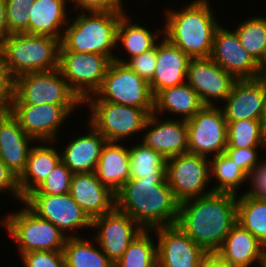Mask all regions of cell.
Segmentation results:
<instances>
[{
    "mask_svg": "<svg viewBox=\"0 0 266 267\" xmlns=\"http://www.w3.org/2000/svg\"><path fill=\"white\" fill-rule=\"evenodd\" d=\"M237 195L211 192L180 203L177 225L206 253H216L236 223Z\"/></svg>",
    "mask_w": 266,
    "mask_h": 267,
    "instance_id": "cell-1",
    "label": "cell"
},
{
    "mask_svg": "<svg viewBox=\"0 0 266 267\" xmlns=\"http://www.w3.org/2000/svg\"><path fill=\"white\" fill-rule=\"evenodd\" d=\"M115 207L127 213L143 229L175 225L180 202L166 178L129 180L115 193Z\"/></svg>",
    "mask_w": 266,
    "mask_h": 267,
    "instance_id": "cell-2",
    "label": "cell"
},
{
    "mask_svg": "<svg viewBox=\"0 0 266 267\" xmlns=\"http://www.w3.org/2000/svg\"><path fill=\"white\" fill-rule=\"evenodd\" d=\"M165 13L163 37L190 58L211 56L213 37L220 24L209 0H194L182 10L169 9Z\"/></svg>",
    "mask_w": 266,
    "mask_h": 267,
    "instance_id": "cell-3",
    "label": "cell"
},
{
    "mask_svg": "<svg viewBox=\"0 0 266 267\" xmlns=\"http://www.w3.org/2000/svg\"><path fill=\"white\" fill-rule=\"evenodd\" d=\"M73 21L68 22L59 51L98 53L114 61L112 50L117 47V27L121 13L79 12Z\"/></svg>",
    "mask_w": 266,
    "mask_h": 267,
    "instance_id": "cell-4",
    "label": "cell"
},
{
    "mask_svg": "<svg viewBox=\"0 0 266 267\" xmlns=\"http://www.w3.org/2000/svg\"><path fill=\"white\" fill-rule=\"evenodd\" d=\"M60 45L61 41L51 36L10 34L0 44V53L14 80L25 73L58 68Z\"/></svg>",
    "mask_w": 266,
    "mask_h": 267,
    "instance_id": "cell-5",
    "label": "cell"
},
{
    "mask_svg": "<svg viewBox=\"0 0 266 267\" xmlns=\"http://www.w3.org/2000/svg\"><path fill=\"white\" fill-rule=\"evenodd\" d=\"M25 207V208H24ZM16 213H8L0 222L16 241L19 254L32 251H63L67 236L50 221L38 217L24 205Z\"/></svg>",
    "mask_w": 266,
    "mask_h": 267,
    "instance_id": "cell-6",
    "label": "cell"
},
{
    "mask_svg": "<svg viewBox=\"0 0 266 267\" xmlns=\"http://www.w3.org/2000/svg\"><path fill=\"white\" fill-rule=\"evenodd\" d=\"M83 104L59 68L30 72L13 80L11 104Z\"/></svg>",
    "mask_w": 266,
    "mask_h": 267,
    "instance_id": "cell-7",
    "label": "cell"
},
{
    "mask_svg": "<svg viewBox=\"0 0 266 267\" xmlns=\"http://www.w3.org/2000/svg\"><path fill=\"white\" fill-rule=\"evenodd\" d=\"M86 99H101L126 106L154 110V95L150 85L126 64L111 61L101 87Z\"/></svg>",
    "mask_w": 266,
    "mask_h": 267,
    "instance_id": "cell-8",
    "label": "cell"
},
{
    "mask_svg": "<svg viewBox=\"0 0 266 267\" xmlns=\"http://www.w3.org/2000/svg\"><path fill=\"white\" fill-rule=\"evenodd\" d=\"M83 104H88L90 108L88 124H91L107 141L121 142L136 133L144 132V126L150 115L143 108L101 99H85Z\"/></svg>",
    "mask_w": 266,
    "mask_h": 267,
    "instance_id": "cell-9",
    "label": "cell"
},
{
    "mask_svg": "<svg viewBox=\"0 0 266 267\" xmlns=\"http://www.w3.org/2000/svg\"><path fill=\"white\" fill-rule=\"evenodd\" d=\"M165 178L180 203L213 192L205 189L211 180L210 160L202 155L187 152L167 159Z\"/></svg>",
    "mask_w": 266,
    "mask_h": 267,
    "instance_id": "cell-10",
    "label": "cell"
},
{
    "mask_svg": "<svg viewBox=\"0 0 266 267\" xmlns=\"http://www.w3.org/2000/svg\"><path fill=\"white\" fill-rule=\"evenodd\" d=\"M111 60L98 53L59 51V70L70 88L84 101L101 87Z\"/></svg>",
    "mask_w": 266,
    "mask_h": 267,
    "instance_id": "cell-11",
    "label": "cell"
},
{
    "mask_svg": "<svg viewBox=\"0 0 266 267\" xmlns=\"http://www.w3.org/2000/svg\"><path fill=\"white\" fill-rule=\"evenodd\" d=\"M24 204L38 217L50 221L67 237H76V233L70 231L92 228V220L69 193L28 194L23 200Z\"/></svg>",
    "mask_w": 266,
    "mask_h": 267,
    "instance_id": "cell-12",
    "label": "cell"
},
{
    "mask_svg": "<svg viewBox=\"0 0 266 267\" xmlns=\"http://www.w3.org/2000/svg\"><path fill=\"white\" fill-rule=\"evenodd\" d=\"M186 123L189 153L205 157L225 153L227 122L221 106H204Z\"/></svg>",
    "mask_w": 266,
    "mask_h": 267,
    "instance_id": "cell-13",
    "label": "cell"
},
{
    "mask_svg": "<svg viewBox=\"0 0 266 267\" xmlns=\"http://www.w3.org/2000/svg\"><path fill=\"white\" fill-rule=\"evenodd\" d=\"M84 104H11L10 112L19 121L25 133L38 142L56 141L57 131L64 121Z\"/></svg>",
    "mask_w": 266,
    "mask_h": 267,
    "instance_id": "cell-14",
    "label": "cell"
},
{
    "mask_svg": "<svg viewBox=\"0 0 266 267\" xmlns=\"http://www.w3.org/2000/svg\"><path fill=\"white\" fill-rule=\"evenodd\" d=\"M98 229L93 237L102 251L115 263L129 244L144 229L127 213L114 207L111 211L92 220V229Z\"/></svg>",
    "mask_w": 266,
    "mask_h": 267,
    "instance_id": "cell-15",
    "label": "cell"
},
{
    "mask_svg": "<svg viewBox=\"0 0 266 267\" xmlns=\"http://www.w3.org/2000/svg\"><path fill=\"white\" fill-rule=\"evenodd\" d=\"M210 58L236 79H254L264 75L262 66L242 47L236 32L222 24L215 31Z\"/></svg>",
    "mask_w": 266,
    "mask_h": 267,
    "instance_id": "cell-16",
    "label": "cell"
},
{
    "mask_svg": "<svg viewBox=\"0 0 266 267\" xmlns=\"http://www.w3.org/2000/svg\"><path fill=\"white\" fill-rule=\"evenodd\" d=\"M236 80L210 57L191 58L189 61L187 83L199 95L205 106H215L216 102H224Z\"/></svg>",
    "mask_w": 266,
    "mask_h": 267,
    "instance_id": "cell-17",
    "label": "cell"
},
{
    "mask_svg": "<svg viewBox=\"0 0 266 267\" xmlns=\"http://www.w3.org/2000/svg\"><path fill=\"white\" fill-rule=\"evenodd\" d=\"M152 230L158 238L157 267H198L207 255L177 224Z\"/></svg>",
    "mask_w": 266,
    "mask_h": 267,
    "instance_id": "cell-18",
    "label": "cell"
},
{
    "mask_svg": "<svg viewBox=\"0 0 266 267\" xmlns=\"http://www.w3.org/2000/svg\"><path fill=\"white\" fill-rule=\"evenodd\" d=\"M224 102L226 122L259 120L266 106V77L237 79Z\"/></svg>",
    "mask_w": 266,
    "mask_h": 267,
    "instance_id": "cell-19",
    "label": "cell"
},
{
    "mask_svg": "<svg viewBox=\"0 0 266 267\" xmlns=\"http://www.w3.org/2000/svg\"><path fill=\"white\" fill-rule=\"evenodd\" d=\"M148 129V130H147ZM142 143L159 152L166 160L188 152L186 120L180 118L162 120L151 113L144 126Z\"/></svg>",
    "mask_w": 266,
    "mask_h": 267,
    "instance_id": "cell-20",
    "label": "cell"
},
{
    "mask_svg": "<svg viewBox=\"0 0 266 267\" xmlns=\"http://www.w3.org/2000/svg\"><path fill=\"white\" fill-rule=\"evenodd\" d=\"M33 142L37 141L25 133L10 111L0 119V159L17 179L25 171Z\"/></svg>",
    "mask_w": 266,
    "mask_h": 267,
    "instance_id": "cell-21",
    "label": "cell"
},
{
    "mask_svg": "<svg viewBox=\"0 0 266 267\" xmlns=\"http://www.w3.org/2000/svg\"><path fill=\"white\" fill-rule=\"evenodd\" d=\"M69 194L91 220L115 207V194L98 180L94 172L73 173Z\"/></svg>",
    "mask_w": 266,
    "mask_h": 267,
    "instance_id": "cell-22",
    "label": "cell"
},
{
    "mask_svg": "<svg viewBox=\"0 0 266 267\" xmlns=\"http://www.w3.org/2000/svg\"><path fill=\"white\" fill-rule=\"evenodd\" d=\"M191 58L165 37L157 42L156 68L149 83L155 96L160 90L187 82L188 64Z\"/></svg>",
    "mask_w": 266,
    "mask_h": 267,
    "instance_id": "cell-23",
    "label": "cell"
},
{
    "mask_svg": "<svg viewBox=\"0 0 266 267\" xmlns=\"http://www.w3.org/2000/svg\"><path fill=\"white\" fill-rule=\"evenodd\" d=\"M215 254L230 267H251L266 258V247L236 222Z\"/></svg>",
    "mask_w": 266,
    "mask_h": 267,
    "instance_id": "cell-24",
    "label": "cell"
},
{
    "mask_svg": "<svg viewBox=\"0 0 266 267\" xmlns=\"http://www.w3.org/2000/svg\"><path fill=\"white\" fill-rule=\"evenodd\" d=\"M87 134L72 138L61 152V161L72 173H90L96 166L107 140L89 124Z\"/></svg>",
    "mask_w": 266,
    "mask_h": 267,
    "instance_id": "cell-25",
    "label": "cell"
},
{
    "mask_svg": "<svg viewBox=\"0 0 266 267\" xmlns=\"http://www.w3.org/2000/svg\"><path fill=\"white\" fill-rule=\"evenodd\" d=\"M70 0H34L29 14V34L51 36L60 41L67 23L71 20L66 11Z\"/></svg>",
    "mask_w": 266,
    "mask_h": 267,
    "instance_id": "cell-26",
    "label": "cell"
},
{
    "mask_svg": "<svg viewBox=\"0 0 266 267\" xmlns=\"http://www.w3.org/2000/svg\"><path fill=\"white\" fill-rule=\"evenodd\" d=\"M39 143L42 144L32 146L25 171L18 178V188L23 199L36 190L61 161L60 151L51 147V143L55 142Z\"/></svg>",
    "mask_w": 266,
    "mask_h": 267,
    "instance_id": "cell-27",
    "label": "cell"
},
{
    "mask_svg": "<svg viewBox=\"0 0 266 267\" xmlns=\"http://www.w3.org/2000/svg\"><path fill=\"white\" fill-rule=\"evenodd\" d=\"M98 180L114 194L130 180L128 147L107 141L94 172Z\"/></svg>",
    "mask_w": 266,
    "mask_h": 267,
    "instance_id": "cell-28",
    "label": "cell"
},
{
    "mask_svg": "<svg viewBox=\"0 0 266 267\" xmlns=\"http://www.w3.org/2000/svg\"><path fill=\"white\" fill-rule=\"evenodd\" d=\"M205 105L200 100L199 95L187 83L165 88L160 90L154 96V110L155 114H164L170 112L171 114L180 115V119L189 120Z\"/></svg>",
    "mask_w": 266,
    "mask_h": 267,
    "instance_id": "cell-29",
    "label": "cell"
},
{
    "mask_svg": "<svg viewBox=\"0 0 266 267\" xmlns=\"http://www.w3.org/2000/svg\"><path fill=\"white\" fill-rule=\"evenodd\" d=\"M159 36L161 35L158 32H151V29L141 26V23H130L129 15L126 13L119 20L116 45H119V48L123 47L130 59L152 49Z\"/></svg>",
    "mask_w": 266,
    "mask_h": 267,
    "instance_id": "cell-30",
    "label": "cell"
},
{
    "mask_svg": "<svg viewBox=\"0 0 266 267\" xmlns=\"http://www.w3.org/2000/svg\"><path fill=\"white\" fill-rule=\"evenodd\" d=\"M91 240L67 237L63 248L66 267H114V263Z\"/></svg>",
    "mask_w": 266,
    "mask_h": 267,
    "instance_id": "cell-31",
    "label": "cell"
},
{
    "mask_svg": "<svg viewBox=\"0 0 266 267\" xmlns=\"http://www.w3.org/2000/svg\"><path fill=\"white\" fill-rule=\"evenodd\" d=\"M130 180L138 178H165L166 159L155 150L140 142L130 146Z\"/></svg>",
    "mask_w": 266,
    "mask_h": 267,
    "instance_id": "cell-32",
    "label": "cell"
},
{
    "mask_svg": "<svg viewBox=\"0 0 266 267\" xmlns=\"http://www.w3.org/2000/svg\"><path fill=\"white\" fill-rule=\"evenodd\" d=\"M237 195L236 222L266 247V200Z\"/></svg>",
    "mask_w": 266,
    "mask_h": 267,
    "instance_id": "cell-33",
    "label": "cell"
},
{
    "mask_svg": "<svg viewBox=\"0 0 266 267\" xmlns=\"http://www.w3.org/2000/svg\"><path fill=\"white\" fill-rule=\"evenodd\" d=\"M152 229H144L129 244L114 267H157V245L151 238Z\"/></svg>",
    "mask_w": 266,
    "mask_h": 267,
    "instance_id": "cell-34",
    "label": "cell"
},
{
    "mask_svg": "<svg viewBox=\"0 0 266 267\" xmlns=\"http://www.w3.org/2000/svg\"><path fill=\"white\" fill-rule=\"evenodd\" d=\"M210 160V179H216L212 187L214 192H226L237 195L238 189L246 181V173L239 168L225 153L213 156Z\"/></svg>",
    "mask_w": 266,
    "mask_h": 267,
    "instance_id": "cell-35",
    "label": "cell"
},
{
    "mask_svg": "<svg viewBox=\"0 0 266 267\" xmlns=\"http://www.w3.org/2000/svg\"><path fill=\"white\" fill-rule=\"evenodd\" d=\"M234 31L242 47L262 65L266 61V18L254 16L246 19Z\"/></svg>",
    "mask_w": 266,
    "mask_h": 267,
    "instance_id": "cell-36",
    "label": "cell"
},
{
    "mask_svg": "<svg viewBox=\"0 0 266 267\" xmlns=\"http://www.w3.org/2000/svg\"><path fill=\"white\" fill-rule=\"evenodd\" d=\"M226 149L262 148L266 151L259 120L242 119L227 122Z\"/></svg>",
    "mask_w": 266,
    "mask_h": 267,
    "instance_id": "cell-37",
    "label": "cell"
},
{
    "mask_svg": "<svg viewBox=\"0 0 266 267\" xmlns=\"http://www.w3.org/2000/svg\"><path fill=\"white\" fill-rule=\"evenodd\" d=\"M6 21L10 34H29V14L34 0H5Z\"/></svg>",
    "mask_w": 266,
    "mask_h": 267,
    "instance_id": "cell-38",
    "label": "cell"
},
{
    "mask_svg": "<svg viewBox=\"0 0 266 267\" xmlns=\"http://www.w3.org/2000/svg\"><path fill=\"white\" fill-rule=\"evenodd\" d=\"M72 176L71 170L60 161L45 181L30 194L62 195L69 193Z\"/></svg>",
    "mask_w": 266,
    "mask_h": 267,
    "instance_id": "cell-39",
    "label": "cell"
},
{
    "mask_svg": "<svg viewBox=\"0 0 266 267\" xmlns=\"http://www.w3.org/2000/svg\"><path fill=\"white\" fill-rule=\"evenodd\" d=\"M114 61L126 64L132 71L136 72L146 82L152 81L157 61V43L156 45L144 53L132 57L130 59H121L117 56L114 57Z\"/></svg>",
    "mask_w": 266,
    "mask_h": 267,
    "instance_id": "cell-40",
    "label": "cell"
},
{
    "mask_svg": "<svg viewBox=\"0 0 266 267\" xmlns=\"http://www.w3.org/2000/svg\"><path fill=\"white\" fill-rule=\"evenodd\" d=\"M24 267H66L63 251H32L19 255Z\"/></svg>",
    "mask_w": 266,
    "mask_h": 267,
    "instance_id": "cell-41",
    "label": "cell"
},
{
    "mask_svg": "<svg viewBox=\"0 0 266 267\" xmlns=\"http://www.w3.org/2000/svg\"><path fill=\"white\" fill-rule=\"evenodd\" d=\"M262 159L246 175V181L251 183V188L241 195H245L257 200H266V159Z\"/></svg>",
    "mask_w": 266,
    "mask_h": 267,
    "instance_id": "cell-42",
    "label": "cell"
},
{
    "mask_svg": "<svg viewBox=\"0 0 266 267\" xmlns=\"http://www.w3.org/2000/svg\"><path fill=\"white\" fill-rule=\"evenodd\" d=\"M74 10L82 12H113L126 14L122 0H70Z\"/></svg>",
    "mask_w": 266,
    "mask_h": 267,
    "instance_id": "cell-43",
    "label": "cell"
},
{
    "mask_svg": "<svg viewBox=\"0 0 266 267\" xmlns=\"http://www.w3.org/2000/svg\"><path fill=\"white\" fill-rule=\"evenodd\" d=\"M257 150L259 148L225 149V154L247 174L261 161Z\"/></svg>",
    "mask_w": 266,
    "mask_h": 267,
    "instance_id": "cell-44",
    "label": "cell"
},
{
    "mask_svg": "<svg viewBox=\"0 0 266 267\" xmlns=\"http://www.w3.org/2000/svg\"><path fill=\"white\" fill-rule=\"evenodd\" d=\"M5 191L10 193V195L12 194L13 198L23 203L24 199L21 197L18 188V179L0 159V193H4Z\"/></svg>",
    "mask_w": 266,
    "mask_h": 267,
    "instance_id": "cell-45",
    "label": "cell"
},
{
    "mask_svg": "<svg viewBox=\"0 0 266 267\" xmlns=\"http://www.w3.org/2000/svg\"><path fill=\"white\" fill-rule=\"evenodd\" d=\"M13 79L8 73L3 55L0 53V98H12Z\"/></svg>",
    "mask_w": 266,
    "mask_h": 267,
    "instance_id": "cell-46",
    "label": "cell"
},
{
    "mask_svg": "<svg viewBox=\"0 0 266 267\" xmlns=\"http://www.w3.org/2000/svg\"><path fill=\"white\" fill-rule=\"evenodd\" d=\"M10 35L6 21L5 0H0V44Z\"/></svg>",
    "mask_w": 266,
    "mask_h": 267,
    "instance_id": "cell-47",
    "label": "cell"
},
{
    "mask_svg": "<svg viewBox=\"0 0 266 267\" xmlns=\"http://www.w3.org/2000/svg\"><path fill=\"white\" fill-rule=\"evenodd\" d=\"M198 267H230L224 263L215 253H207L200 261Z\"/></svg>",
    "mask_w": 266,
    "mask_h": 267,
    "instance_id": "cell-48",
    "label": "cell"
},
{
    "mask_svg": "<svg viewBox=\"0 0 266 267\" xmlns=\"http://www.w3.org/2000/svg\"><path fill=\"white\" fill-rule=\"evenodd\" d=\"M11 99L12 98H0V119L9 112Z\"/></svg>",
    "mask_w": 266,
    "mask_h": 267,
    "instance_id": "cell-49",
    "label": "cell"
},
{
    "mask_svg": "<svg viewBox=\"0 0 266 267\" xmlns=\"http://www.w3.org/2000/svg\"><path fill=\"white\" fill-rule=\"evenodd\" d=\"M259 122H260L261 136H262L264 143L266 144V106L261 113V116L259 118Z\"/></svg>",
    "mask_w": 266,
    "mask_h": 267,
    "instance_id": "cell-50",
    "label": "cell"
},
{
    "mask_svg": "<svg viewBox=\"0 0 266 267\" xmlns=\"http://www.w3.org/2000/svg\"><path fill=\"white\" fill-rule=\"evenodd\" d=\"M264 75L266 74V61L261 65Z\"/></svg>",
    "mask_w": 266,
    "mask_h": 267,
    "instance_id": "cell-51",
    "label": "cell"
},
{
    "mask_svg": "<svg viewBox=\"0 0 266 267\" xmlns=\"http://www.w3.org/2000/svg\"><path fill=\"white\" fill-rule=\"evenodd\" d=\"M258 266H260V267H266V258Z\"/></svg>",
    "mask_w": 266,
    "mask_h": 267,
    "instance_id": "cell-52",
    "label": "cell"
}]
</instances>
